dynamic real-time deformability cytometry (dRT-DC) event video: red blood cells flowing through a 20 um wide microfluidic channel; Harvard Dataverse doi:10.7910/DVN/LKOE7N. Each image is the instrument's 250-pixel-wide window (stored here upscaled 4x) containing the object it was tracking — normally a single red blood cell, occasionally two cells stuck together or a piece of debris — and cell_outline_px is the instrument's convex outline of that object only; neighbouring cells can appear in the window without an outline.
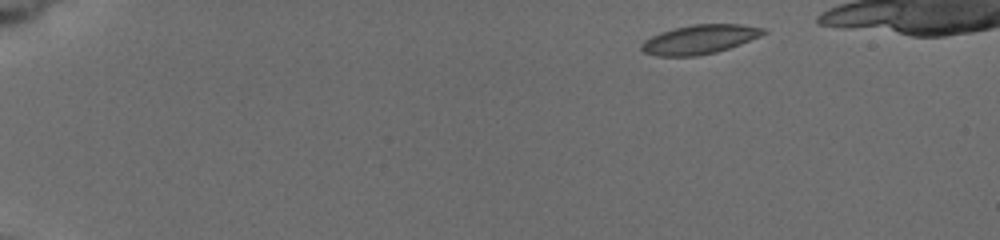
{"species": "common noctule bat (a hibernating species)", "species_latin": "Nyctalus noctula", "temperature_condition": "cold", "stored_images_in_passage": 10, "camera_frame_rate_fps": 3000, "um_per_image_px": 0.085, "animal": {"sex": "female", "body_mass_g": 19.5, "forearm_length_mm": 54.1}, "frame": {"image": 1, "passage_image": 1, "time_ms": 0.0, "image_size_px": [1000, 240], "cell_outline_px": [[768, 32], [760, 36], [740, 44], [716, 52], [696, 56], [656, 56], [644, 52], [640, 48], [640, 44], [644, 40], [660, 32], [672, 28], [692, 24], [740, 24], [768, 28]], "centroid_in_image_um": [59.47, 3.34], "position_along_channel_um": 25.5, "area_um2": 20.87}}
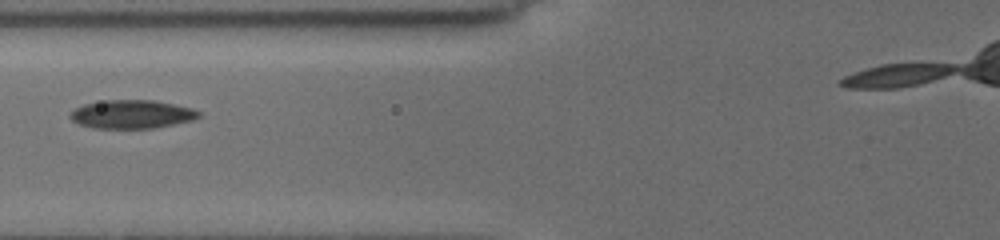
{"frame": {"image": 2, "passage_image": 7, "time_ms": 5.333, "image_size_px": [1000, 240], "cell_outline_px": [[200, 116], [192, 120], [156, 128], [92, 128], [76, 124], [68, 116], [76, 108], [84, 104], [104, 100], [156, 100], [192, 108], [200, 112]], "centroid_in_image_um": [11.18, 9.71], "position_along_channel_um": 114.6, "area_um2": 21.44}}
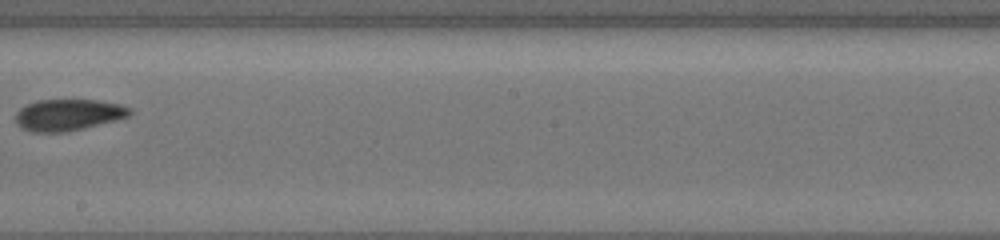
{"frame": {"image": 3, "passage_image": 10, "time_ms": 8.667, "image_size_px": [1000, 240], "cell_outline_px": [[132, 112], [128, 116], [116, 120], [68, 132], [32, 132], [20, 128], [16, 124], [16, 112], [20, 108], [36, 100], [100, 100], [120, 104], [132, 108]], "centroid_in_image_um": [5.79, 9.76], "position_along_channel_um": 242.4, "area_um2": 21.1}}